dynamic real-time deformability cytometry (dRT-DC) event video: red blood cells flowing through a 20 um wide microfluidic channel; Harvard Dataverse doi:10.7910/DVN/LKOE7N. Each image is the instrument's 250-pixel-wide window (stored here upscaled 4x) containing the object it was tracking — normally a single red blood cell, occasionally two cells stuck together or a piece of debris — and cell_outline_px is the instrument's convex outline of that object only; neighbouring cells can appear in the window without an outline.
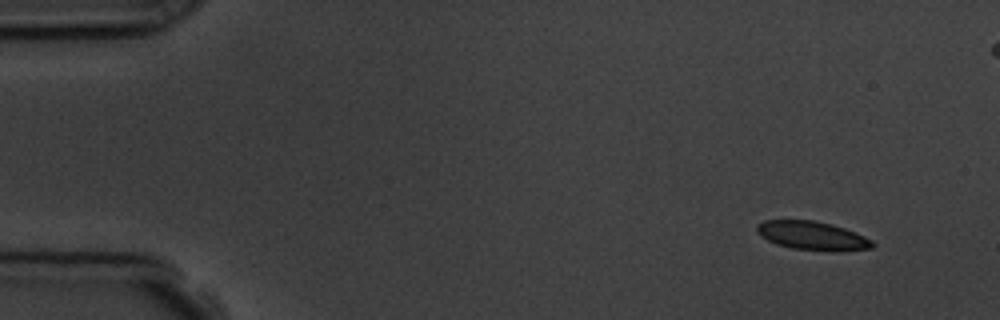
{"species": "common noctule bat (a hibernating species)", "species_latin": "Nyctalus noctula", "temperature_condition": "room temperature", "stored_images_in_passage": 5, "camera_frame_rate_fps": 3000, "um_per_image_px": 0.085, "animal": {"sex": "male", "body_mass_g": 19.5, "forearm_length_mm": 54.6}, "frame": {"image": 1, "passage_image": 1, "time_ms": 0.0, "image_size_px": [1000, 320], "cell_outline_px": [[876, 244], [872, 248], [836, 252], [792, 248], [776, 244], [768, 240], [756, 232], [756, 224], [764, 220], [812, 220], [832, 224], [856, 232], [872, 240]], "centroid_in_image_um": [69.06, 20.04], "position_along_channel_um": 15.9, "area_um2": 19.48}}